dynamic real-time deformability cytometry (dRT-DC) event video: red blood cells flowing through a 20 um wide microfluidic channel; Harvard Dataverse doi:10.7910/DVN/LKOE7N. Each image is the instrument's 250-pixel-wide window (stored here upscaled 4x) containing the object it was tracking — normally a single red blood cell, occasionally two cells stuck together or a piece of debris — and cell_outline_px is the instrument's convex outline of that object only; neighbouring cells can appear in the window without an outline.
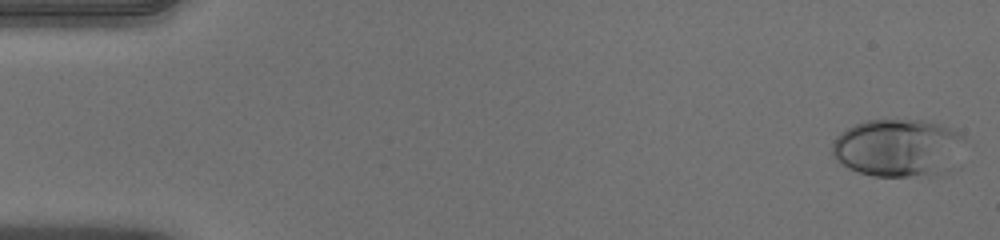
{"species": "human", "species_latin": "Homo sapiens", "temperature_condition": "warm", "stored_images_in_passage": 51, "camera_frame_rate_fps": 3000, "um_per_image_px": 0.085, "donor": {"sex": "male"}, "frame": {"image": 1, "passage_image": 1, "time_ms": 0.0, "image_size_px": [1000, 240], "cell_outline_px": [[964, 140], [948, 172], [932, 176], [872, 176], [856, 172], [840, 164], [832, 156], [832, 144], [836, 136], [840, 132], [856, 124], [868, 120], [924, 120], [940, 124], [964, 136]], "centroid_in_image_um": [76.28, 12.58], "position_along_channel_um": 8.7, "area_um2": 44.74}}
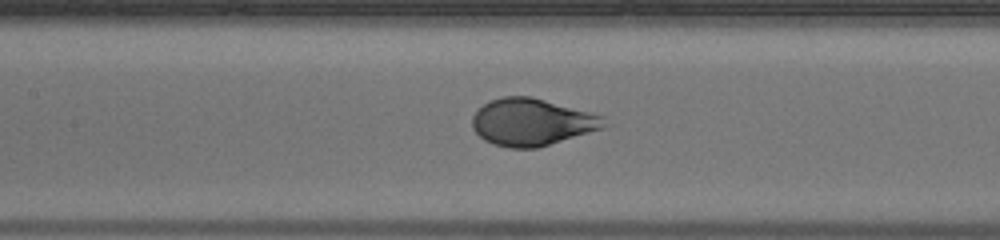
{"frame": {"image": 2, "passage_image": 24, "time_ms": 7.667, "image_size_px": [1000, 240], "cell_outline_px": [[608, 124], [604, 128], [536, 148], [508, 148], [492, 144], [484, 140], [472, 128], [472, 116], [484, 104], [492, 100], [504, 96], [532, 96], [604, 116]], "centroid_in_image_um": [45.21, 10.38], "position_along_channel_um": 162.2, "area_um2": 36.13}}
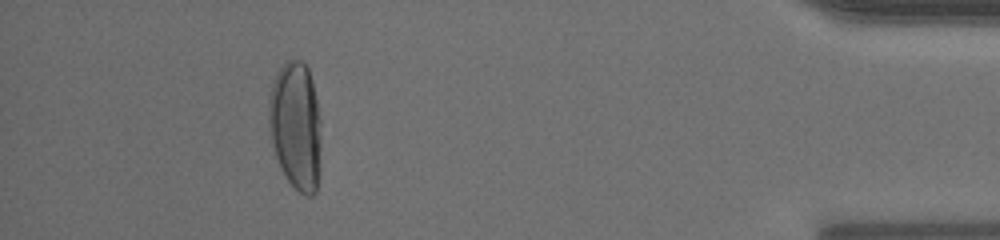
{"frame": {"image": 3, "passage_image": 47, "time_ms": 15.333, "image_size_px": [1000, 240], "cell_outline_px": [[320, 168], [316, 192], [312, 196], [304, 196], [288, 180], [280, 168], [272, 144], [268, 128], [268, 100], [272, 84], [280, 68], [288, 60], [300, 60], [308, 68], [312, 80], [316, 96], [320, 120]], "centroid_in_image_um": [25.14, 10.72], "position_along_channel_um": 410.1, "area_um2": 39.42}, "authors_computed_cell_mechanics": {"area_um2": 38.3792, "velocity_mm_per_s": 3.9468, "shape_relaxation_time_tau1_ms": 3.8101, "shape_relaxation_time_tau2_ms": null, "deformation_change_tau1": 0.2224, "deformation_change_tau2": null}}